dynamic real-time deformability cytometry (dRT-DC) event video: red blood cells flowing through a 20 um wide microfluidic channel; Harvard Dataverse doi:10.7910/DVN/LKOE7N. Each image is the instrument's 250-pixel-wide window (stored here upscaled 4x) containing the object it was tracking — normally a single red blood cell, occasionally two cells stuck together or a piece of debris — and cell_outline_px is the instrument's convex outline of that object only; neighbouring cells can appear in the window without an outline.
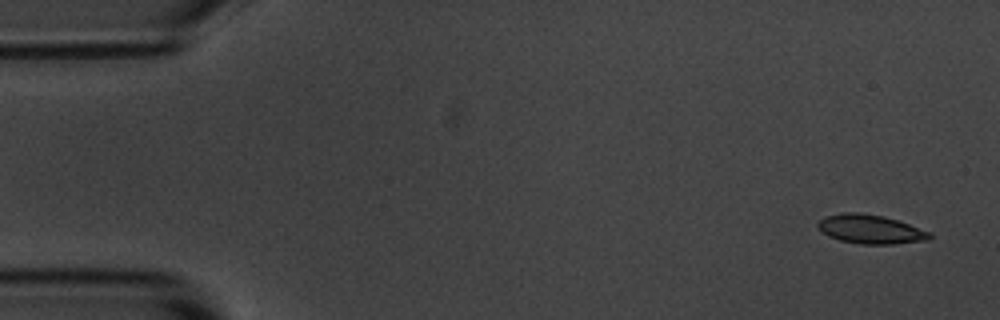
{"species": "common noctule bat (a hibernating species)", "species_latin": "Nyctalus noctula", "temperature_condition": "room temperature", "stored_images_in_passage": 10, "camera_frame_rate_fps": 3000, "um_per_image_px": 0.085, "animal": {"sex": "male", "body_mass_g": 20.1, "forearm_length_mm": 53.5}, "frame": {"image": 1, "passage_image": 1, "time_ms": 0.0, "image_size_px": [1000, 320], "cell_outline_px": [[932, 240], [892, 244], [860, 244], [840, 240], [828, 236], [820, 232], [816, 224], [824, 216], [840, 212], [860, 212], [884, 216], [932, 232]], "centroid_in_image_um": [73.98, 19.48], "position_along_channel_um": 11.0, "area_um2": 19.19}}
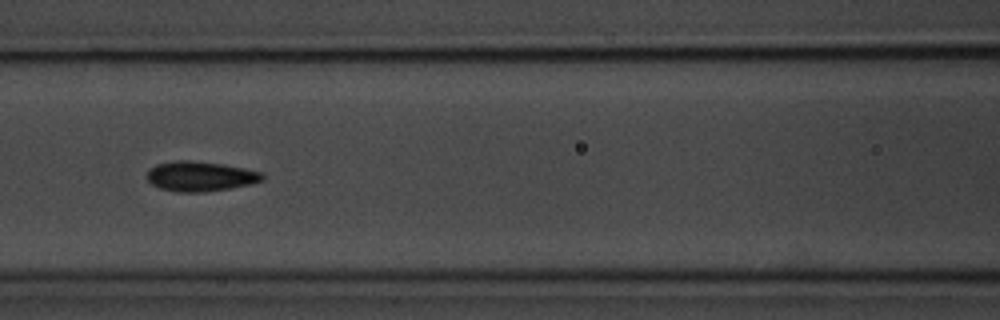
{"frame": {"image": 2, "passage_image": 7, "time_ms": 7.0, "image_size_px": [1000, 320], "cell_outline_px": [[264, 180], [252, 184], [204, 192], [176, 192], [160, 188], [152, 184], [148, 180], [148, 172], [156, 164], [176, 160], [192, 160], [224, 164], [264, 172]], "centroid_in_image_um": [17.07, 14.98], "position_along_channel_um": 149.5, "area_um2": 20.17}}